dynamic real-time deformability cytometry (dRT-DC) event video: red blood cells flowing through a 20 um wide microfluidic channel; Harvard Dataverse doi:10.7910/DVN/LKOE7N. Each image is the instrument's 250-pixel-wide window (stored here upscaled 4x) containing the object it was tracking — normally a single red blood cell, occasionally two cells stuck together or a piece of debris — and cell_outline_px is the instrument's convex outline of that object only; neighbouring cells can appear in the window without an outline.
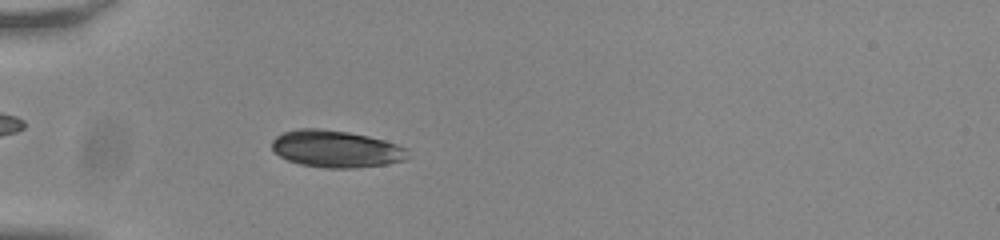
{"species": "common noctule bat (a hibernating species)", "species_latin": "Nyctalus noctula", "temperature_condition": "room temperature", "stored_images_in_passage": 55, "camera_frame_rate_fps": 3000, "um_per_image_px": 0.085, "animal": {"sex": "male", "body_mass_g": 20.0, "forearm_length_mm": 53.3}, "frame": {"image": 1, "passage_image": 18, "time_ms": 5.667, "image_size_px": [1000, 240], "cell_outline_px": [[408, 156], [404, 160], [384, 164], [356, 168], [324, 168], [300, 164], [288, 160], [272, 152], [272, 140], [276, 136], [284, 132], [300, 128], [320, 128], [348, 132], [368, 136], [384, 140], [408, 148]], "centroid_in_image_um": [28.54, 12.65], "position_along_channel_um": 56.5, "area_um2": 29.42}}
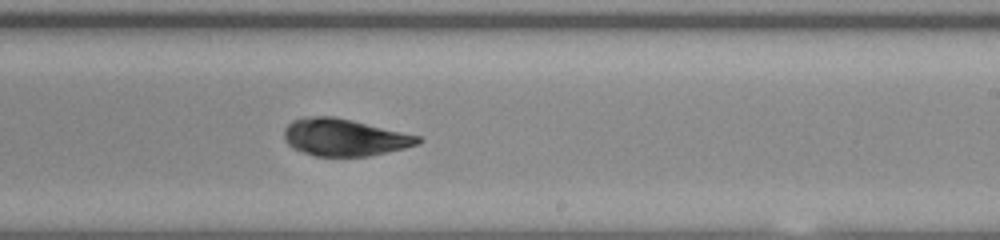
{"frame": {"image": 2, "passage_image": 35, "time_ms": 11.333, "image_size_px": [1000, 240], "cell_outline_px": [[424, 140], [420, 144], [404, 148], [368, 156], [316, 156], [292, 148], [284, 140], [284, 128], [292, 120], [312, 116], [332, 116], [352, 120], [420, 136]], "centroid_in_image_um": [29.27, 11.67], "position_along_channel_um": 259.7, "area_um2": 28.9}}
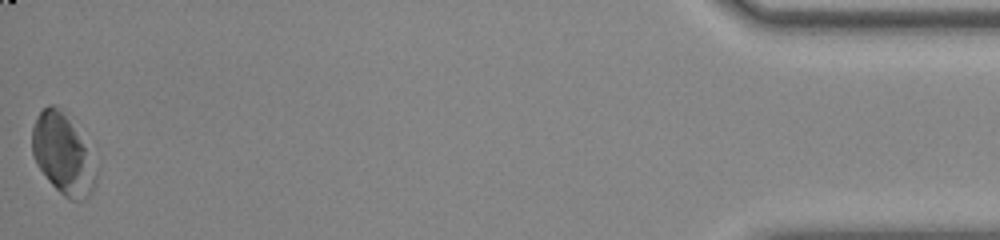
{"frame": {"image": 3, "passage_image": 55, "time_ms": 18.0, "image_size_px": [1000, 240], "cell_outline_px": [[96, 184], [92, 192], [84, 200], [72, 200], [64, 196], [48, 180], [36, 164], [32, 152], [32, 128], [36, 116], [48, 104], [52, 104], [68, 112], [96, 172]], "centroid_in_image_um": [5.3, 13.08], "position_along_channel_um": 429.9, "area_um2": 29.48}, "authors_computed_cell_mechanics": {"area_um2": 28.7266, "velocity_mm_per_s": 3.8118, "shape_relaxation_time_tau1_ms": 4.4232, "shape_relaxation_time_tau2_ms": 0.6833, "deformation_change_tau1": 0.1269, "deformation_change_tau2": 0.0441}}